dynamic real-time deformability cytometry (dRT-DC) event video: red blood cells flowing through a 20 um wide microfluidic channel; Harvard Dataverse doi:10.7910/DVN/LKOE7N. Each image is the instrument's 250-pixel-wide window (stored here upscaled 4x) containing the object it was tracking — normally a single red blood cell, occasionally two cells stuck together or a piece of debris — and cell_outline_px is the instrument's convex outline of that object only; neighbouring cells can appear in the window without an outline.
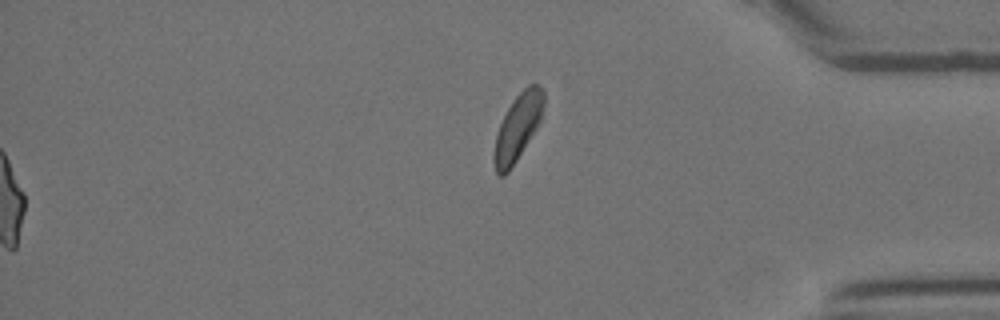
{"species": "Egyptian fruit bat (a non-hibernating species)", "species_latin": "Rousettus aegyptiacus", "temperature_condition": "room temperature", "stored_images_in_passage": 45, "segment_of_instrument_passage": [2, 2], "camera_frame_rate_fps": 3000, "um_per_image_px": 0.085, "animal": {"sex": "female"}, "frame": {"image": 1, "passage_image": 45, "time_ms": 14.667, "image_size_px": [1000, 320], "cell_outline_px": [[544, 104], [540, 120], [536, 128], [516, 160], [508, 172], [504, 176], [500, 176], [496, 172], [492, 160], [492, 156], [496, 136], [500, 124], [508, 108], [516, 96], [528, 84], [536, 84], [544, 88]], "centroid_in_image_um": [43.99, 10.82], "position_along_channel_um": 391.2, "area_um2": 18.96}}